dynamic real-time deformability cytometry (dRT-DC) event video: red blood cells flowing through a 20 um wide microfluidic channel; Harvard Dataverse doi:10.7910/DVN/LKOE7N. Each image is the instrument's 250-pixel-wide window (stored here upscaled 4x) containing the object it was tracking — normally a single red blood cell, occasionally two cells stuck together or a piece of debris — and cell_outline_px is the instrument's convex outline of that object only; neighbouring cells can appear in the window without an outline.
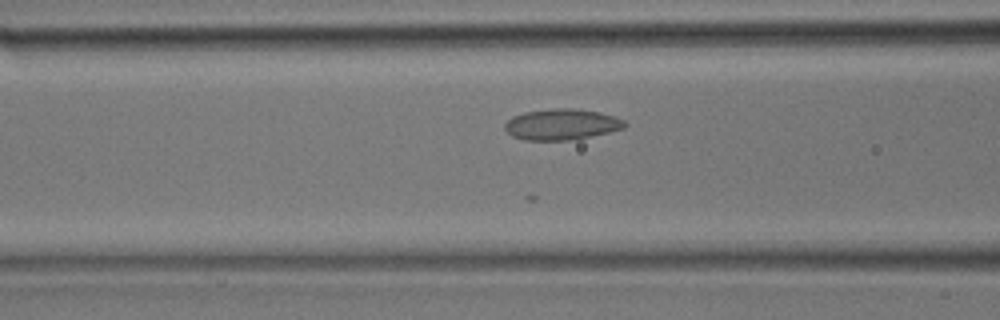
{"species": "common noctule bat (a hibernating species)", "species_latin": "Nyctalus noctula", "temperature_condition": "room temperature", "stored_images_in_passage": 13, "camera_frame_rate_fps": 3000, "um_per_image_px": 0.085, "animal": {"sex": "male", "body_mass_g": 17.9}, "frame": {"image": 1, "passage_image": 5, "time_ms": 1.333, "image_size_px": [1000, 320], "cell_outline_px": [[628, 124], [624, 128], [608, 132], [568, 140], [524, 140], [512, 136], [504, 128], [504, 124], [512, 116], [524, 112], [556, 108], [572, 108], [600, 112], [624, 120]], "centroid_in_image_um": [47.71, 10.57], "position_along_channel_um": 118.9, "area_um2": 21.44}}
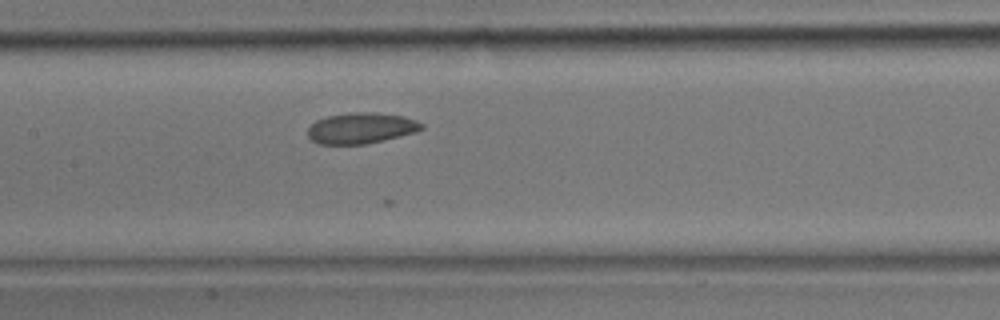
{"frame": {"image": 2, "passage_image": 8, "time_ms": 2.333, "image_size_px": [1000, 320], "cell_outline_px": [[424, 128], [416, 132], [364, 144], [316, 144], [308, 136], [308, 128], [316, 120], [328, 116], [352, 112], [376, 112], [404, 116], [416, 120], [424, 124]], "centroid_in_image_um": [30.7, 10.88], "position_along_channel_um": 176.7, "area_um2": 20.46}}
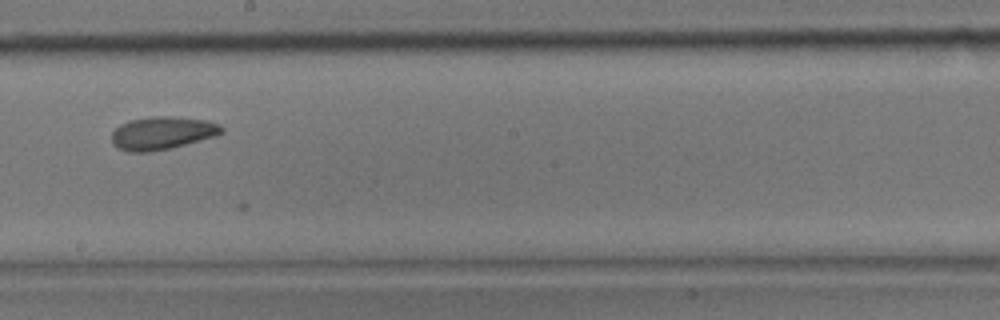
{"frame": {"image": 3, "passage_image": 11, "time_ms": 3.333, "image_size_px": [1000, 320], "cell_outline_px": [[224, 132], [216, 136], [172, 148], [152, 152], [128, 152], [116, 148], [112, 144], [112, 132], [120, 124], [132, 120], [152, 116], [172, 116], [208, 120], [224, 128]], "centroid_in_image_um": [13.78, 11.32], "position_along_channel_um": 234.4, "area_um2": 21.33}}